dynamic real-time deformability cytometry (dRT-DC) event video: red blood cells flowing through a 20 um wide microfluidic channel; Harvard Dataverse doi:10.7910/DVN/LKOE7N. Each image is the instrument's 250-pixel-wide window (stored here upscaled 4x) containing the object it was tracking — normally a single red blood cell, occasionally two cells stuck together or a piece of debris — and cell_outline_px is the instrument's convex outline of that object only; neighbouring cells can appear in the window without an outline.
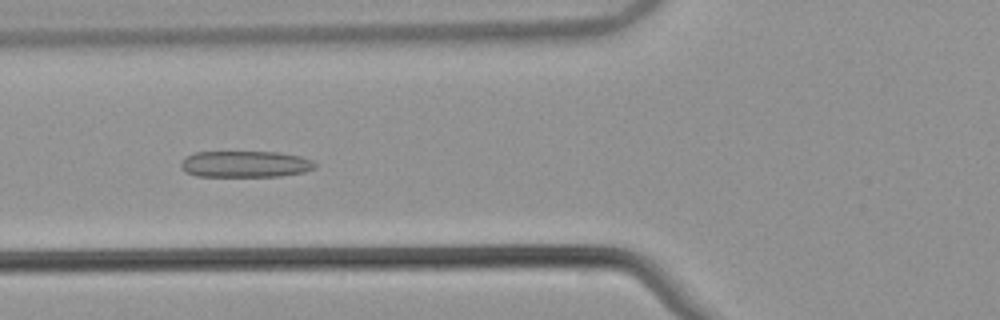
{"species": "common noctule bat (a hibernating species)", "species_latin": "Nyctalus noctula", "temperature_condition": "warm", "stored_images_in_passage": 42, "camera_frame_rate_fps": 3000, "um_per_image_px": 0.085, "animal": {"sex": "male", "body_mass_g": 21.5, "forearm_length_mm": 52.0}, "frame": {"image": 1, "passage_image": 12, "time_ms": 3.667, "image_size_px": [1000, 320], "cell_outline_px": [[316, 168], [304, 172], [280, 176], [196, 176], [184, 172], [180, 168], [180, 164], [184, 156], [196, 152], [280, 152], [300, 156], [312, 160], [316, 164]], "centroid_in_image_um": [20.82, 13.95], "position_along_channel_um": 105.0, "area_um2": 20.87}}
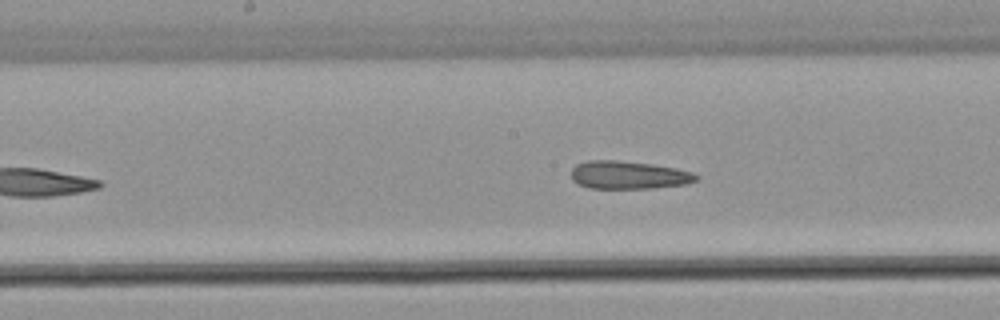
{"frame": {"image": 2, "passage_image": 19, "time_ms": 6.0, "image_size_px": [1000, 320], "cell_outline_px": [[700, 176], [696, 180], [684, 184], [652, 188], [588, 188], [572, 180], [572, 168], [576, 164], [588, 160], [616, 160], [652, 164], [676, 168], [692, 172]], "centroid_in_image_um": [53.42, 14.87], "position_along_channel_um": 194.8, "area_um2": 20.29}}
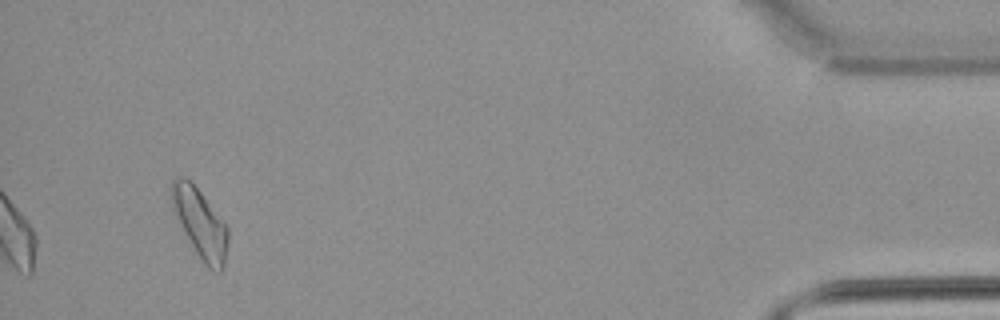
{"frame": {"image": 3, "passage_image": 42, "time_ms": 13.667, "image_size_px": [1000, 320], "cell_outline_px": [[228, 244], [224, 268], [220, 272], [208, 268], [204, 264], [196, 252], [172, 212], [168, 196], [168, 188], [172, 180], [176, 176], [184, 176], [200, 192], [228, 228]], "centroid_in_image_um": [16.94, 18.95], "position_along_channel_um": 418.3, "area_um2": 22.95}, "authors_computed_cell_mechanics": {"area_um2": 20.6924, "velocity_mm_per_s": 3.8452, "shape_relaxation_time_tau1_ms": null, "shape_relaxation_time_tau2_ms": 4.4253, "deformation_change_tau1": null, "deformation_change_tau2": 0.1477}}